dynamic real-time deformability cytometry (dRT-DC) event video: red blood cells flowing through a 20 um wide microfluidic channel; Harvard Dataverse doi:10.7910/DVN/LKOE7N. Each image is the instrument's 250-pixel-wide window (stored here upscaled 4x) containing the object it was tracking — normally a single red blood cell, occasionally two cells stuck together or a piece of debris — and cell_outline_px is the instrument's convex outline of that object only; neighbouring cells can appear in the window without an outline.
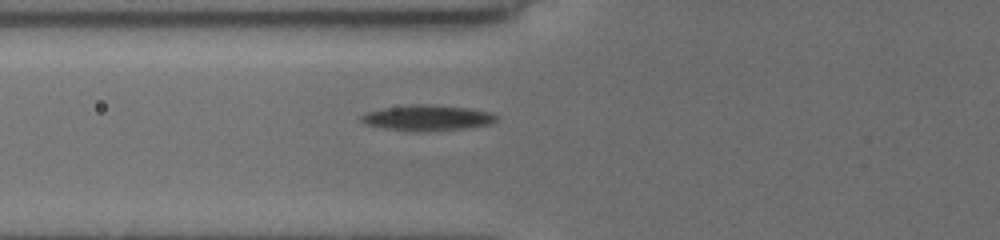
{"species": "common noctule bat (a hibernating species)", "species_latin": "Nyctalus noctula", "temperature_condition": "cold", "stored_images_in_passage": 32, "camera_frame_rate_fps": 3000, "um_per_image_px": 0.085, "animal": {"sex": "female", "body_mass_g": 19.5, "forearm_length_mm": 54.1}, "frame": {"image": 1, "passage_image": 2, "time_ms": 0.333, "image_size_px": [1000, 240], "cell_outline_px": [[496, 120], [488, 124], [460, 128], [420, 132], [384, 128], [368, 124], [360, 120], [360, 116], [368, 112], [384, 108], [412, 104], [432, 104], [468, 108], [492, 112], [496, 116]], "centroid_in_image_um": [36.31, 10.0], "position_along_channel_um": 89.5, "area_um2": 19.83}}
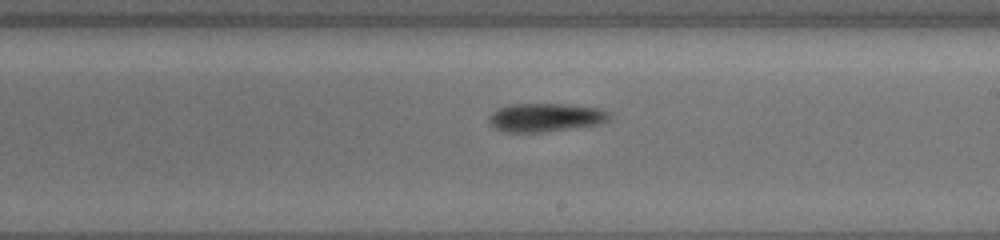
{"frame": {"image": 2, "passage_image": 13, "time_ms": 4.0, "image_size_px": [1000, 240], "cell_outline_px": [[608, 120], [600, 124], [540, 132], [508, 132], [496, 128], [488, 120], [488, 116], [496, 108], [508, 104], [564, 104], [600, 108], [608, 112]], "centroid_in_image_um": [46.33, 9.97], "position_along_channel_um": 242.7, "area_um2": 19.83}}
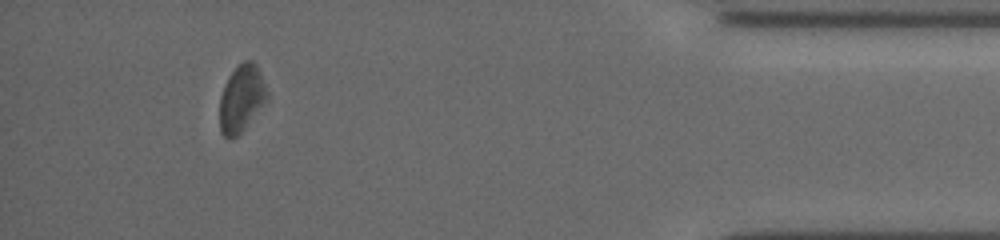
{"frame": {"image": 3, "passage_image": 28, "time_ms": 9.0, "image_size_px": [1000, 240], "cell_outline_px": [[264, 100], [244, 128], [236, 136], [228, 140], [220, 132], [220, 96], [228, 76], [244, 60], [252, 60], [256, 64], [260, 72], [264, 88]], "centroid_in_image_um": [20.44, 8.37], "position_along_channel_um": 414.8, "area_um2": 17.57}, "authors_computed_cell_mechanics": {"area_um2": 19.0451, "velocity_mm_per_s": 3.8442, "shape_relaxation_time_tau1_ms": 1.5129, "shape_relaxation_time_tau2_ms": null, "deformation_change_tau1": 0.0633, "deformation_change_tau2": null}}